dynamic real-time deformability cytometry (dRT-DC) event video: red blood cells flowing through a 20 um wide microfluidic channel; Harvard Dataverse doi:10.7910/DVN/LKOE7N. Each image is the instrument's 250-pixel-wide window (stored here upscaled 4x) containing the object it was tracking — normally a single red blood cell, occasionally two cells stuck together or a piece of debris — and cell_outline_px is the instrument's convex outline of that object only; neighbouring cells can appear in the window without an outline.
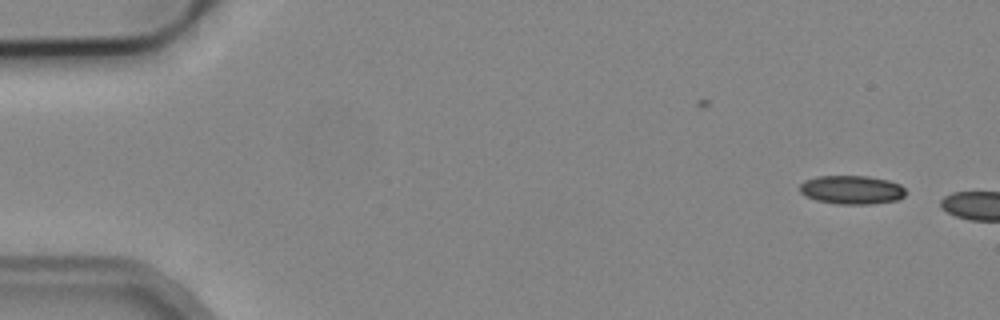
{"species": "common noctule bat (a hibernating species)", "species_latin": "Nyctalus noctula", "temperature_condition": "cold", "stored_images_in_passage": 2, "camera_frame_rate_fps": 3000, "um_per_image_px": 0.085, "animal": {"sex": "male", "body_mass_g": 19.2, "forearm_length_mm": 51.8}, "frame": {"image": 1, "passage_image": 1, "time_ms": 0.0, "image_size_px": [1000, 320], "cell_outline_px": [[904, 196], [896, 200], [872, 204], [836, 204], [816, 200], [804, 196], [800, 192], [800, 184], [804, 180], [816, 176], [868, 176], [888, 180], [900, 184], [904, 188]], "centroid_in_image_um": [72.36, 16.13], "position_along_channel_um": 12.6, "area_um2": 17.8}}